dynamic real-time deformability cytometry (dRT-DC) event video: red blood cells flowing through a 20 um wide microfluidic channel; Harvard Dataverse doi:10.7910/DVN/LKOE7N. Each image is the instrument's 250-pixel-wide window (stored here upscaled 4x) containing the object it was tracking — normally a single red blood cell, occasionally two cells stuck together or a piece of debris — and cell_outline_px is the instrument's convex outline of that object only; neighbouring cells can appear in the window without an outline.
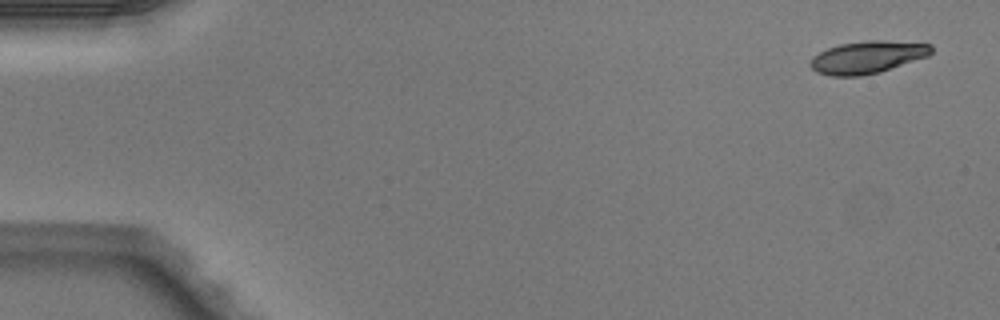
{"species": "Egyptian fruit bat (a non-hibernating species)", "species_latin": "Rousettus aegyptiacus", "temperature_condition": "warm", "stored_images_in_passage": 7, "camera_frame_rate_fps": 3000, "um_per_image_px": 0.085, "animal": {"sex": "male"}, "frame": {"image": 1, "passage_image": 1, "time_ms": 0.0, "image_size_px": [1000, 320], "cell_outline_px": [[932, 52], [928, 56], [880, 72], [860, 76], [832, 76], [816, 72], [808, 64], [812, 56], [828, 48], [840, 44], [868, 40], [880, 40], [932, 44]], "centroid_in_image_um": [73.71, 4.86], "position_along_channel_um": 11.3, "area_um2": 22.83}}
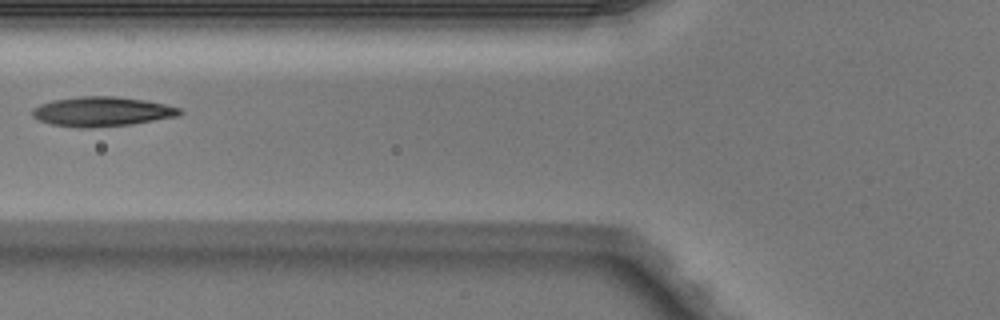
{"frame": {"image": 2, "passage_image": 6, "time_ms": 1.667, "image_size_px": [1000, 320], "cell_outline_px": [[184, 112], [180, 116], [132, 124], [84, 128], [76, 128], [52, 124], [40, 120], [32, 116], [32, 108], [40, 104], [52, 100], [80, 96], [116, 96], [148, 100], [180, 108]], "centroid_in_image_um": [8.69, 9.48], "position_along_channel_um": 117.1, "area_um2": 25.61}}
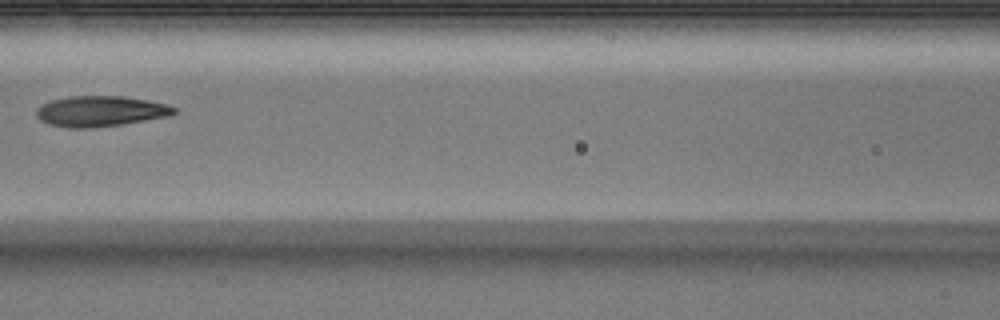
{"frame": {"image": 3, "passage_image": 7, "time_ms": 2.0, "image_size_px": [1000, 320], "cell_outline_px": [[176, 112], [168, 116], [120, 124], [92, 128], [68, 128], [48, 124], [40, 120], [36, 116], [36, 108], [52, 100], [68, 96], [120, 96], [148, 100], [168, 104], [176, 108]], "centroid_in_image_um": [8.51, 9.45], "position_along_channel_um": 158.1, "area_um2": 24.45}}